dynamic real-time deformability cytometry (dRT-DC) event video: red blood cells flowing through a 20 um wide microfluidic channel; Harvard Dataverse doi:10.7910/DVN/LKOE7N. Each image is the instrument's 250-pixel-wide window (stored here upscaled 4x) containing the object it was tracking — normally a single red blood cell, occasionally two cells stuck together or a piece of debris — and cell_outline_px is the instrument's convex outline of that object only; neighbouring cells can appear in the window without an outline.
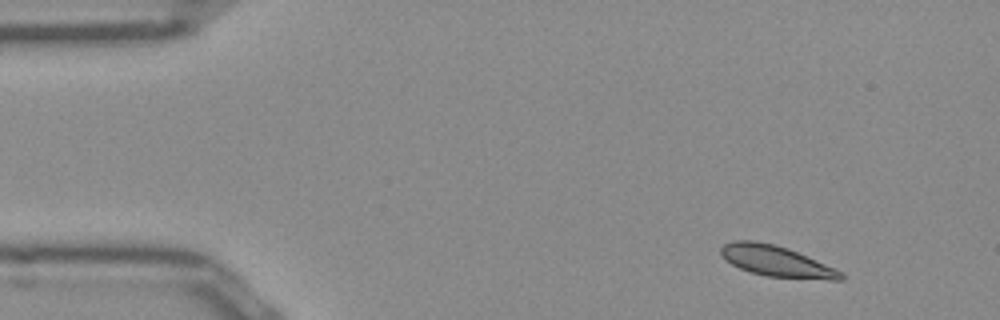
{"species": "Egyptian fruit bat (a non-hibernating species)", "species_latin": "Rousettus aegyptiacus", "temperature_condition": "room temperature", "stored_images_in_passage": 47, "camera_frame_rate_fps": 3000, "um_per_image_px": 0.085, "frame": {"image": 1, "passage_image": 1, "time_ms": 0.0, "image_size_px": [1000, 320], "cell_outline_px": [[844, 280], [828, 280], [764, 276], [740, 268], [732, 264], [720, 252], [720, 248], [724, 244], [736, 240], [752, 240], [772, 244], [796, 252], [836, 268], [844, 272]], "centroid_in_image_um": [66.04, 22.22], "position_along_channel_um": 19.0, "area_um2": 21.27}}
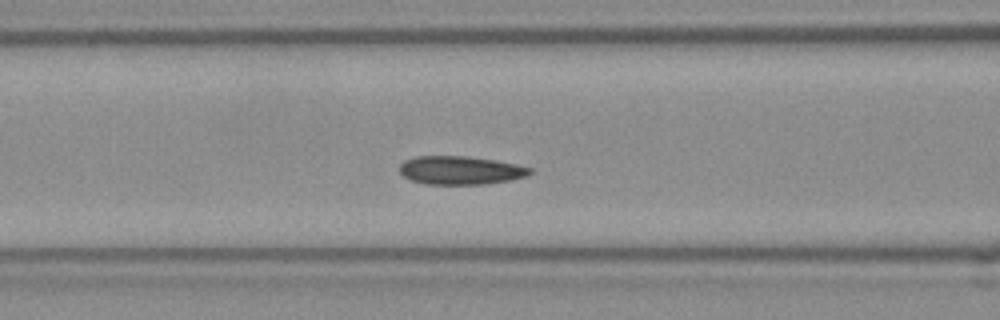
{"frame": {"image": 2, "passage_image": 16, "time_ms": 5.0, "image_size_px": [1000, 320], "cell_outline_px": [[532, 172], [524, 176], [512, 180], [484, 184], [424, 184], [412, 180], [404, 176], [400, 172], [400, 164], [404, 160], [416, 156], [468, 156], [496, 160], [516, 164], [532, 168]], "centroid_in_image_um": [39.13, 14.47], "position_along_channel_um": 127.5, "area_um2": 21.62}}
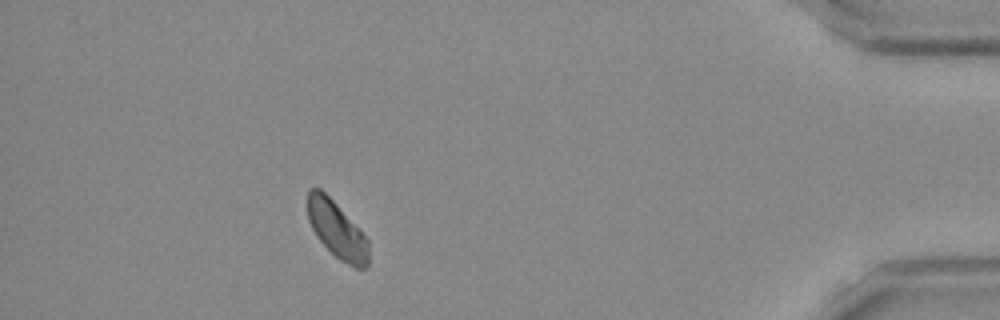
{"frame": {"image": 3, "passage_image": 42, "time_ms": 13.667, "image_size_px": [1000, 320], "cell_outline_px": [[368, 268], [356, 268], [340, 260], [316, 236], [308, 220], [308, 192], [312, 188], [320, 188], [360, 228], [368, 240]], "centroid_in_image_um": [28.65, 19.54], "position_along_channel_um": 406.5, "area_um2": 19.94}, "authors_computed_cell_mechanics": {"area_um2": 21.2126, "velocity_mm_per_s": 3.8694, "shape_relaxation_time_tau1_ms": 9.2588, "shape_relaxation_time_tau2_ms": null, "deformation_change_tau1": 0.1085, "deformation_change_tau2": null}}